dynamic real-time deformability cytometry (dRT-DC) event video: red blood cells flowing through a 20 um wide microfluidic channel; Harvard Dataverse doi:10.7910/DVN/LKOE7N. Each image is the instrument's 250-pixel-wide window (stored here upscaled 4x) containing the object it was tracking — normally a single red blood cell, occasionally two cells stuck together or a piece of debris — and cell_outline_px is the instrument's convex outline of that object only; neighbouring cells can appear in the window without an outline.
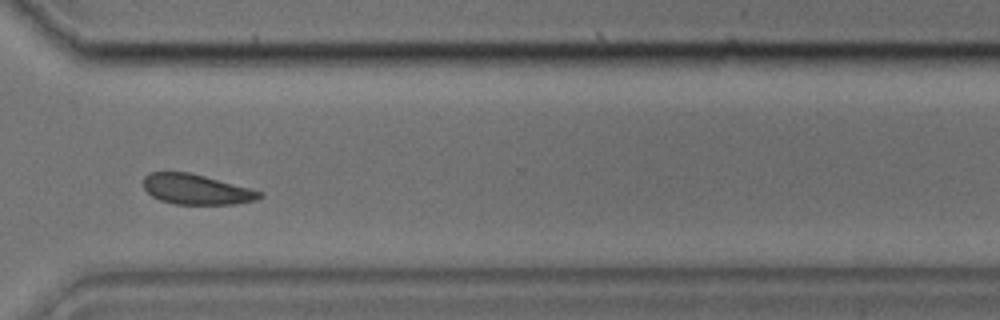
{"species": "common noctule bat (a hibernating species)", "species_latin": "Nyctalus noctula", "temperature_condition": "cold", "stored_images_in_passage": 29, "camera_frame_rate_fps": 3000, "um_per_image_px": 0.085, "animal": {"sex": "male", "body_mass_g": 17.9, "forearm_length_mm": 54.2}, "frame": {"image": 1, "passage_image": 21, "time_ms": 6.667, "image_size_px": [1000, 320], "cell_outline_px": [[264, 196], [256, 200], [236, 204], [176, 204], [160, 200], [152, 196], [144, 188], [144, 176], [148, 172], [188, 172], [204, 176], [264, 192]], "centroid_in_image_um": [16.7, 16.1], "position_along_channel_um": 353.9, "area_um2": 20.35}}